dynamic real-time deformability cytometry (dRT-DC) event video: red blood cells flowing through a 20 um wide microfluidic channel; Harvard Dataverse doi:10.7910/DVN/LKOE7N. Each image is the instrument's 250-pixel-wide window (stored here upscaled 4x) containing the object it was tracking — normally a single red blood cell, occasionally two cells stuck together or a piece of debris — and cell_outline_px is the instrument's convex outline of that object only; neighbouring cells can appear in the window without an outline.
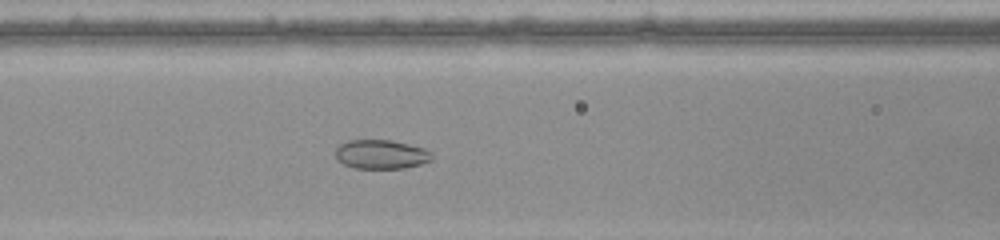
{"species": "common noctule bat (a hibernating species)", "species_latin": "Nyctalus noctula", "temperature_condition": "warm", "stored_images_in_passage": 38, "segment_of_instrument_passage": [1, 2], "camera_frame_rate_fps": 3000, "um_per_image_px": 0.085, "animal": {"sex": "female", "body_mass_g": 22.0, "forearm_length_mm": 56.7}, "frame": {"image": 1, "passage_image": 7, "time_ms": 2.0, "image_size_px": [1000, 240], "cell_outline_px": [[432, 160], [420, 164], [404, 168], [352, 168], [336, 160], [336, 148], [340, 144], [348, 140], [392, 140], [424, 148], [432, 152]], "centroid_in_image_um": [32.38, 13.12], "position_along_channel_um": 134.2, "area_um2": 16.42}}
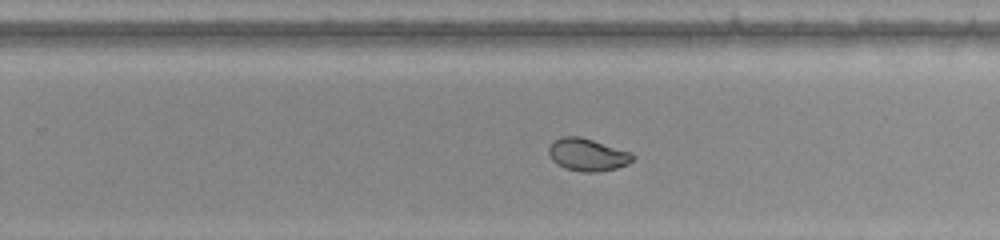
{"frame": {"image": 2, "passage_image": 18, "time_ms": 5.667, "image_size_px": [1000, 240], "cell_outline_px": [[636, 156], [628, 164], [616, 168], [596, 172], [580, 172], [564, 168], [556, 164], [552, 160], [548, 152], [548, 148], [560, 136], [580, 136], [632, 152]], "centroid_in_image_um": [49.94, 13.15], "position_along_channel_um": 279.9, "area_um2": 16.01}}
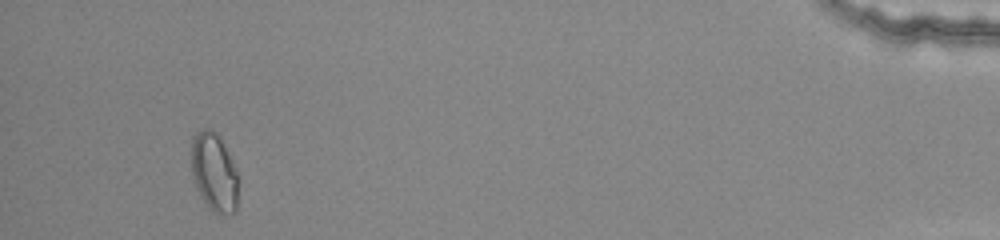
{"frame": {"image": 3, "passage_image": 34, "time_ms": 11.0, "image_size_px": [1000, 240], "cell_outline_px": [[236, 212], [220, 216], [212, 212], [208, 208], [196, 188], [192, 172], [192, 136], [196, 132], [204, 128], [208, 128], [216, 132], [220, 136], [236, 172]], "centroid_in_image_um": [18.17, 14.66], "position_along_channel_um": 417.0, "area_um2": 21.27}}